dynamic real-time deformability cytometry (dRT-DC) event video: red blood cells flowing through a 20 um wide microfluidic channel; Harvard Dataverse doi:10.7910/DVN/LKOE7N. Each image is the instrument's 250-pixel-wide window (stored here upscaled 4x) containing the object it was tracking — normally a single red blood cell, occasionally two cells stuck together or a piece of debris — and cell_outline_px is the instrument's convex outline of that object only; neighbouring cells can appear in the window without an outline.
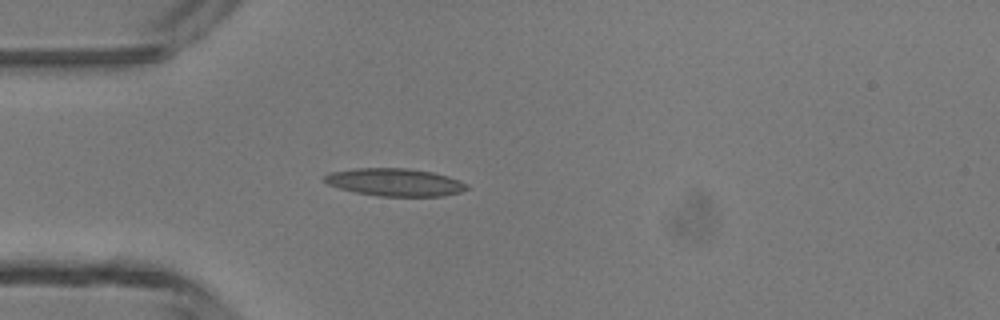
{"species": "common noctule bat (a hibernating species)", "species_latin": "Nyctalus noctula", "temperature_condition": "room temperature", "stored_images_in_passage": 2, "camera_frame_rate_fps": 3000, "um_per_image_px": 0.085, "animal": {"sex": "male", "body_mass_g": 13.3}, "frame": {"image": 1, "passage_image": 2, "time_ms": 2.333, "image_size_px": [1000, 320], "cell_outline_px": [[468, 188], [460, 192], [444, 196], [380, 196], [356, 192], [340, 188], [328, 184], [324, 180], [324, 176], [328, 172], [356, 168], [408, 168], [432, 172], [448, 176], [460, 180], [468, 184]], "centroid_in_image_um": [33.58, 15.48], "position_along_channel_um": 51.4, "area_um2": 22.95}}